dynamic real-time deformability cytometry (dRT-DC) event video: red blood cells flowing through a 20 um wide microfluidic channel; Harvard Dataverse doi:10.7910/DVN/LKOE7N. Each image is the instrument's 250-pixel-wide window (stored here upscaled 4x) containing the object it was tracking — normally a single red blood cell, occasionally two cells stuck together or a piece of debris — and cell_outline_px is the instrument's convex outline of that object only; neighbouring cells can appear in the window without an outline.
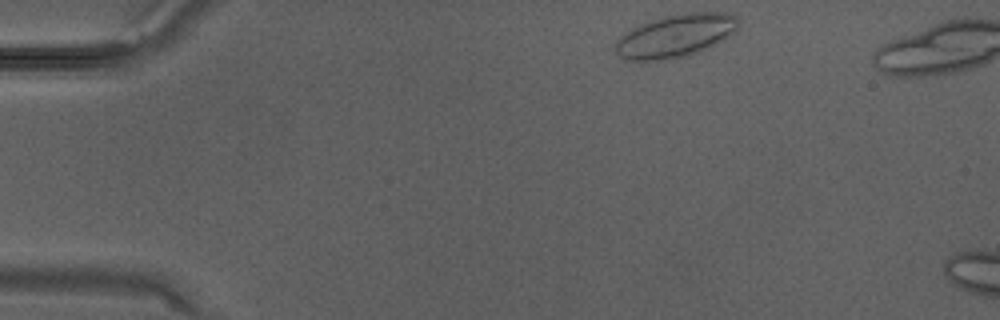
{"species": "Egyptian fruit bat (a non-hibernating species)", "species_latin": "Rousettus aegyptiacus", "temperature_condition": "warm", "stored_images_in_passage": 27, "camera_frame_rate_fps": 3000, "um_per_image_px": 0.085, "animal": {"sex": "male"}, "frame": {"image": 1, "passage_image": 1, "time_ms": 0.0, "image_size_px": [1000, 320], "cell_outline_px": [[740, 20], [736, 32], [724, 40], [700, 52], [684, 56], [664, 60], [624, 60], [612, 48], [616, 40], [620, 36], [632, 28], [640, 24], [664, 16], [688, 12], [724, 12], [736, 16]], "centroid_in_image_um": [57.44, 3.04], "position_along_channel_um": 27.6, "area_um2": 31.1}}
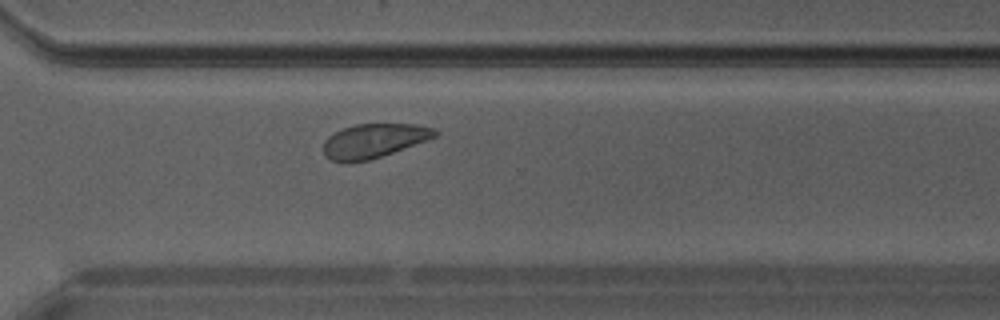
{"frame": {"image": 2, "passage_image": 20, "time_ms": 6.333, "image_size_px": [1000, 320], "cell_outline_px": [[440, 132], [436, 136], [428, 140], [368, 160], [332, 160], [324, 156], [324, 140], [328, 136], [344, 128], [356, 124], [416, 124], [436, 128]], "centroid_in_image_um": [31.83, 11.93], "position_along_channel_um": 338.8, "area_um2": 21.73}}